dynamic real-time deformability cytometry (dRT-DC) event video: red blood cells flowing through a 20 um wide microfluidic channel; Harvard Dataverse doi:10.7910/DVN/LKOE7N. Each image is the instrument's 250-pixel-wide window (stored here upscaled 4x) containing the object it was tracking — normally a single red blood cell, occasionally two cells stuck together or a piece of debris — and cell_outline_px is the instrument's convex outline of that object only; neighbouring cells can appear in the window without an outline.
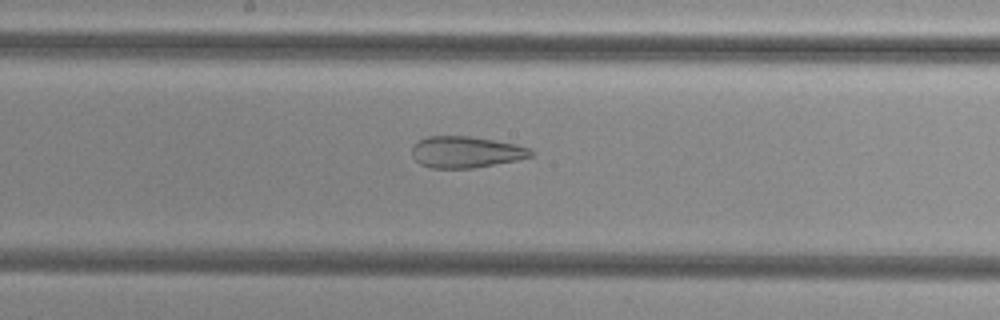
{"species": "common noctule bat (a hibernating species)", "species_latin": "Nyctalus noctula", "temperature_condition": "cold", "stored_images_in_passage": 38, "camera_frame_rate_fps": 3000, "um_per_image_px": 0.085, "animal": {"sex": "female", "body_mass_g": 29.2, "forearm_length_mm": 56.3}, "frame": {"image": 1, "passage_image": 13, "time_ms": 4.0, "image_size_px": [1000, 320], "cell_outline_px": [[532, 156], [516, 160], [472, 168], [432, 168], [420, 164], [412, 156], [412, 148], [420, 140], [428, 136], [468, 136], [516, 144], [532, 148]], "centroid_in_image_um": [39.6, 12.92], "position_along_channel_um": 208.6, "area_um2": 21.56}}
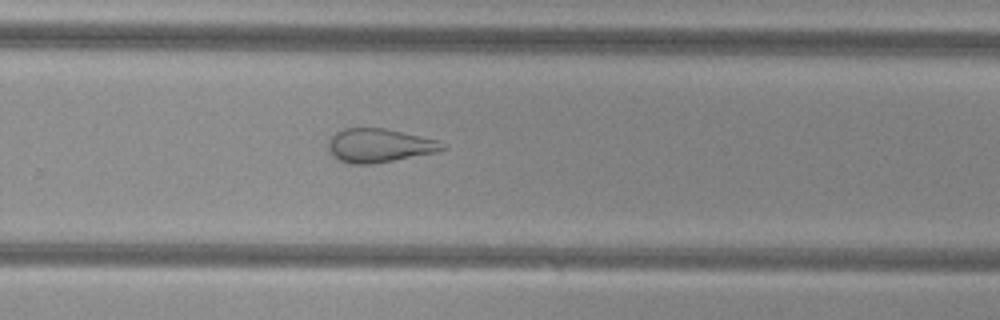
{"frame": {"image": 2, "passage_image": 20, "time_ms": 6.333, "image_size_px": [1000, 320], "cell_outline_px": [[448, 148], [436, 152], [372, 164], [352, 164], [340, 160], [332, 156], [328, 148], [328, 140], [336, 132], [344, 128], [384, 128], [440, 140], [448, 144]], "centroid_in_image_um": [32.27, 12.36], "position_along_channel_um": 297.5, "area_um2": 22.54}}
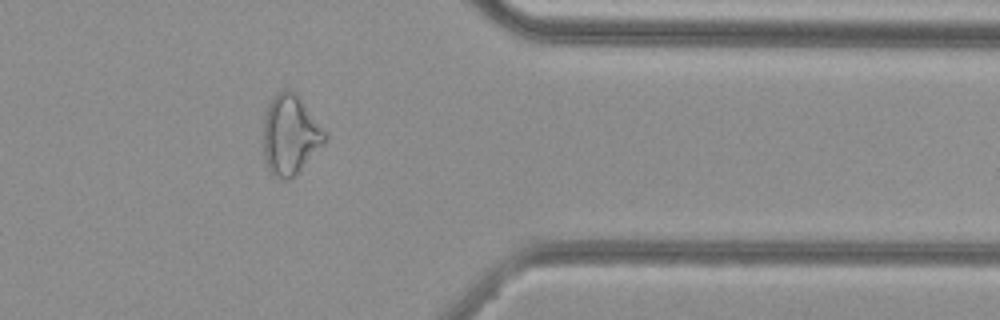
{"frame": {"image": 3, "passage_image": 28, "time_ms": 9.0, "image_size_px": [1000, 320], "cell_outline_px": [[328, 136], [296, 176], [288, 180], [284, 180], [276, 176], [268, 168], [264, 156], [264, 116], [268, 104], [276, 92], [284, 88], [288, 88], [300, 96], [328, 132]], "centroid_in_image_um": [24.69, 11.41], "position_along_channel_um": 386.7, "area_um2": 28.84}, "authors_computed_cell_mechanics": {"area_um2": 25.8655, "velocity_mm_per_s": 3.8232, "shape_relaxation_time_tau1_ms": null, "shape_relaxation_time_tau2_ms": 2.351, "deformation_change_tau1": null, "deformation_change_tau2": 0.1145}}